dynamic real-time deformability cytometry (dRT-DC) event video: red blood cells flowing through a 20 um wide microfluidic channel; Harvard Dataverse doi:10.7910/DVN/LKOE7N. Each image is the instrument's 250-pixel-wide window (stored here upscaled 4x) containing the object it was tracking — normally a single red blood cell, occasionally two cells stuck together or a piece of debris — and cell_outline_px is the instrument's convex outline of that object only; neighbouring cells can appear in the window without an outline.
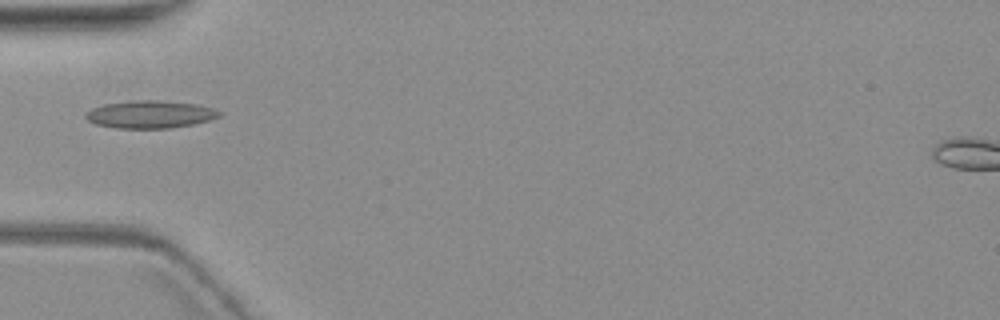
{"species": "common noctule bat (a hibernating species)", "species_latin": "Nyctalus noctula", "temperature_condition": "warm", "stored_images_in_passage": 2, "camera_frame_rate_fps": 3000, "um_per_image_px": 0.085, "animal": {"sex": "female", "body_mass_g": 19.3, "forearm_length_mm": 54.1}, "frame": {"image": 1, "passage_image": 1, "time_ms": 0.0, "image_size_px": [1000, 320], "cell_outline_px": [[220, 116], [208, 120], [192, 124], [168, 128], [116, 128], [96, 124], [88, 120], [84, 116], [84, 112], [92, 108], [104, 104], [132, 100], [160, 100], [196, 104], [212, 108], [220, 112]], "centroid_in_image_um": [12.71, 9.71], "position_along_channel_um": 72.3, "area_um2": 21.39}}